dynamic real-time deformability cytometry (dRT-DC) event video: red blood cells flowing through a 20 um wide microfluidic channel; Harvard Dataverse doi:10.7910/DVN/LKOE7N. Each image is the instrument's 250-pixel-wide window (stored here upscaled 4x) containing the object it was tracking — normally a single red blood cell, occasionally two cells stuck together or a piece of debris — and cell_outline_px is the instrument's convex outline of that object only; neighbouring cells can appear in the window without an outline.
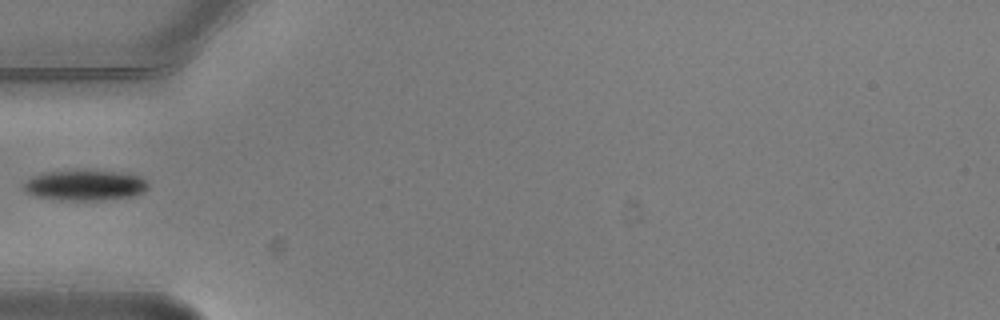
{"species": "common noctule bat (a hibernating species)", "species_latin": "Nyctalus noctula", "temperature_condition": "warm", "stored_images_in_passage": 5, "camera_frame_rate_fps": 3000, "um_per_image_px": 0.085, "animal": {"sex": "male", "body_mass_g": 20.5, "forearm_length_mm": 52.5}, "frame": {"image": 1, "passage_image": 1, "time_ms": 0.0, "image_size_px": [1000, 320], "cell_outline_px": [[148, 188], [144, 192], [132, 196], [100, 200], [60, 200], [32, 196], [24, 188], [24, 184], [32, 176], [44, 172], [84, 168], [120, 172], [140, 176], [148, 184]], "centroid_in_image_um": [7.22, 15.71], "position_along_channel_um": 77.8, "area_um2": 22.66}}
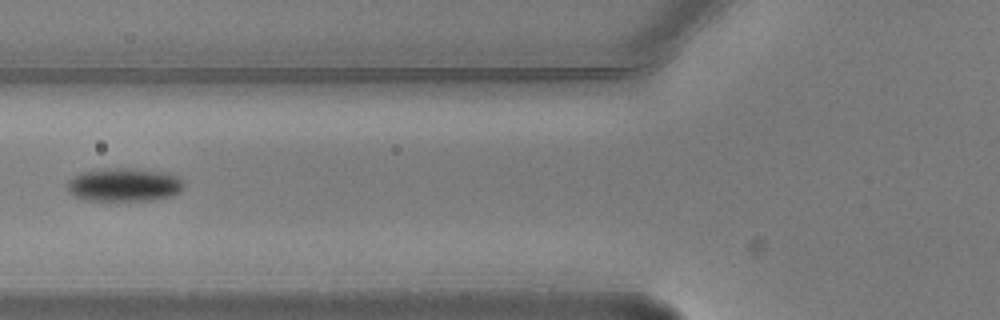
{"frame": {"image": 2, "passage_image": 2, "time_ms": 0.333, "image_size_px": [1000, 320], "cell_outline_px": [[184, 188], [180, 192], [168, 196], [152, 200], [84, 200], [68, 192], [64, 184], [72, 176], [80, 172], [100, 168], [136, 168], [168, 172], [180, 176], [184, 184]], "centroid_in_image_um": [10.53, 15.67], "position_along_channel_um": 115.3, "area_um2": 23.24}}